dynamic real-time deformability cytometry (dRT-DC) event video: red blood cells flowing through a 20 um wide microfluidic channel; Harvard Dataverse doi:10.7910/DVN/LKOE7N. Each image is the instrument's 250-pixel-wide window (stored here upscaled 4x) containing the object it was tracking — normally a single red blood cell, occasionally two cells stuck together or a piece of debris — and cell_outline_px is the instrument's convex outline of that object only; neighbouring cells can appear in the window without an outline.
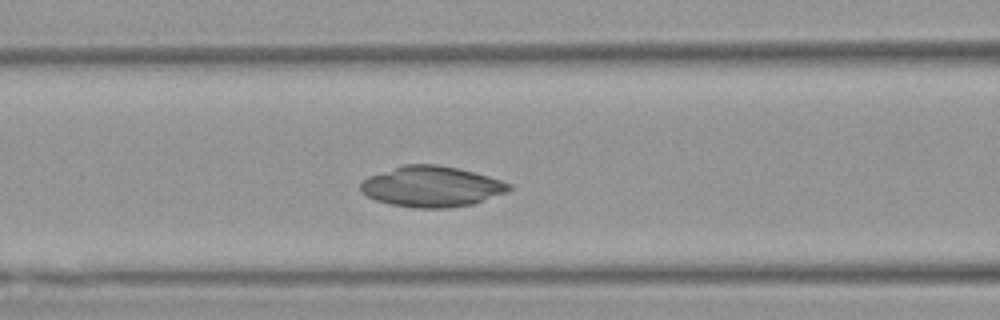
{"species": "Egyptian fruit bat (a non-hibernating species)", "species_latin": "Rousettus aegyptiacus", "temperature_condition": "warm", "stored_images_in_passage": 36, "segment_of_instrument_passage": [1, 2], "camera_frame_rate_fps": 3000, "um_per_image_px": 0.085, "animal": {"sex": "female"}, "frame": {"image": 1, "passage_image": 5, "time_ms": 1.333, "image_size_px": [1000, 320], "cell_outline_px": [[476, 200], [460, 204], [400, 204], [384, 200], [372, 196], [368, 192], [372, 180], [380, 176], [388, 176]], "centroid_in_image_um": [34.97, 16.39], "position_along_channel_um": 131.6, "area_um2": 12.54}}